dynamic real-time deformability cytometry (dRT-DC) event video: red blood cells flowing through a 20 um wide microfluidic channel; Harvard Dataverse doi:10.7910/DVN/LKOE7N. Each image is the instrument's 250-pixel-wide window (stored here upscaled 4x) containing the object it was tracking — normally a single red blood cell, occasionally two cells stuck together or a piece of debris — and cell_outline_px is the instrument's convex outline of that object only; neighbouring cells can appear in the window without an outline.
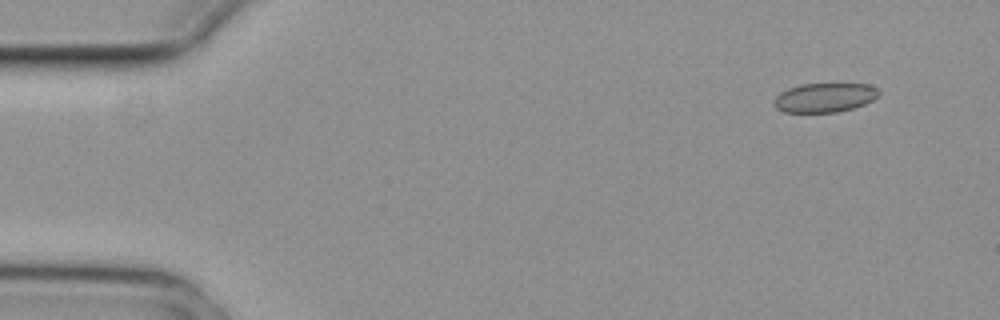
{"species": "common noctule bat (a hibernating species)", "species_latin": "Nyctalus noctula", "temperature_condition": "cold", "stored_images_in_passage": 5, "camera_frame_rate_fps": 3000, "um_per_image_px": 0.085, "animal": {"sex": "female", "body_mass_g": 29.2, "forearm_length_mm": 56.3}, "frame": {"image": 1, "passage_image": 2, "time_ms": 0.333, "image_size_px": [1000, 320], "cell_outline_px": [[880, 92], [872, 100], [864, 104], [852, 108], [836, 112], [784, 112], [776, 108], [772, 104], [776, 96], [780, 92], [788, 88], [800, 84], [868, 84], [876, 88]], "centroid_in_image_um": [70.05, 8.29], "position_along_channel_um": 15.0, "area_um2": 17.74}}
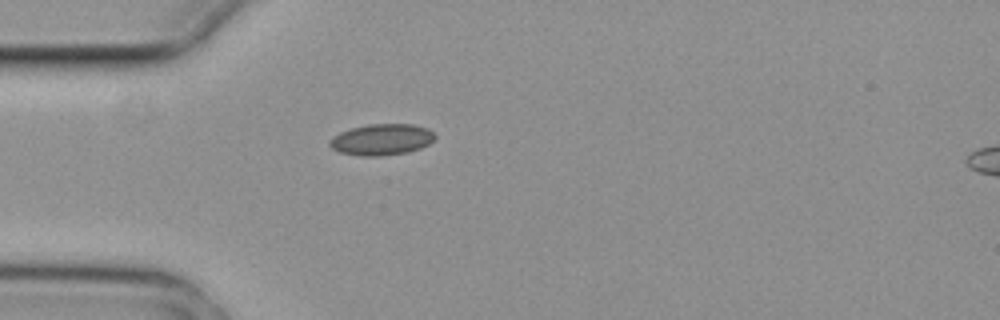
{"frame": {"image": 2, "passage_image": 5, "time_ms": 1.333, "image_size_px": [1000, 320], "cell_outline_px": [[436, 136], [428, 144], [420, 148], [408, 152], [380, 156], [360, 156], [340, 152], [332, 148], [328, 144], [328, 140], [332, 136], [340, 132], [352, 128], [368, 124], [412, 124], [428, 128]], "centroid_in_image_um": [32.41, 11.86], "position_along_channel_um": 52.6, "area_um2": 19.19}}